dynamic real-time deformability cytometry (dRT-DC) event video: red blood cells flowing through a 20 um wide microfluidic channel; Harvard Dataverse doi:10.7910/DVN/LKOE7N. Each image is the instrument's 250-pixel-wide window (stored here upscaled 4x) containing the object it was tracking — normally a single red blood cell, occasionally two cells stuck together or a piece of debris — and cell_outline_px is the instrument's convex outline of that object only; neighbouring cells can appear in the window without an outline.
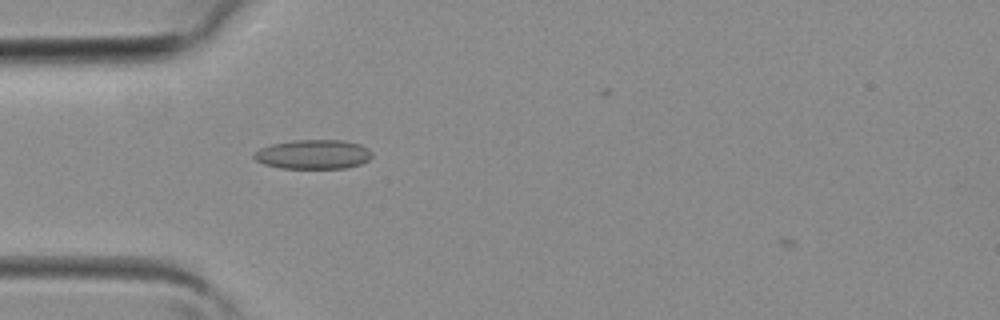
{"species": "common noctule bat (a hibernating species)", "species_latin": "Nyctalus noctula", "temperature_condition": "room temperature", "stored_images_in_passage": 3, "camera_frame_rate_fps": 3000, "um_per_image_px": 0.085, "animal": {"sex": "female", "body_mass_g": 19.3, "forearm_length_mm": 54.1}, "frame": {"image": 1, "passage_image": 2, "time_ms": 0.333, "image_size_px": [1000, 320], "cell_outline_px": [[372, 156], [368, 160], [360, 164], [344, 168], [280, 168], [264, 164], [256, 160], [252, 156], [260, 148], [272, 144], [292, 140], [344, 140], [360, 144], [368, 148], [372, 152]], "centroid_in_image_um": [26.64, 13.11], "position_along_channel_um": 58.4, "area_um2": 20.17}}